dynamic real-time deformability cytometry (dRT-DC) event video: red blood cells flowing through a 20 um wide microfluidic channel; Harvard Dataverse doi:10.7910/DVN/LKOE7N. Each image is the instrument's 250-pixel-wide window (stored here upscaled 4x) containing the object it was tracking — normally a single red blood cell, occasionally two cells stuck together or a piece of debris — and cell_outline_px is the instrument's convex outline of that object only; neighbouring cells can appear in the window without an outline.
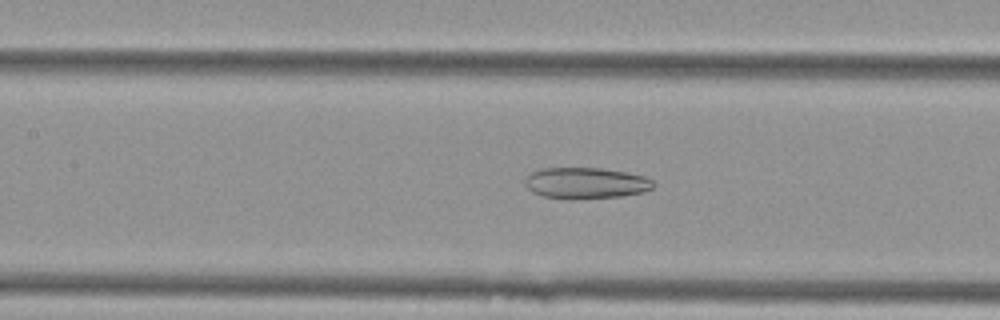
{"species": "Egyptian fruit bat (a non-hibernating species)", "species_latin": "Rousettus aegyptiacus", "temperature_condition": "cold", "stored_images_in_passage": 45, "camera_frame_rate_fps": 3000, "um_per_image_px": 0.085, "animal": {"sex": "female"}, "frame": {"image": 1, "passage_image": 16, "time_ms": 5.0, "image_size_px": [1000, 320], "cell_outline_px": [[652, 188], [644, 192], [620, 196], [576, 200], [568, 200], [544, 196], [532, 192], [524, 184], [524, 180], [532, 172], [540, 168], [600, 168], [628, 172], [644, 176], [652, 180]], "centroid_in_image_um": [49.77, 15.57], "position_along_channel_um": 157.6, "area_um2": 23.52}}
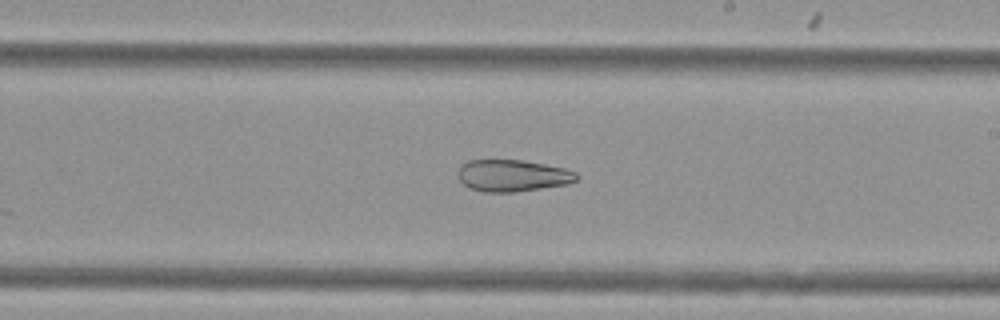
{"frame": {"image": 2, "passage_image": 23, "time_ms": 7.333, "image_size_px": [1000, 320], "cell_outline_px": [[580, 176], [576, 180], [568, 184], [516, 192], [484, 192], [468, 188], [460, 180], [456, 172], [460, 164], [468, 160], [524, 160], [564, 168], [576, 172]], "centroid_in_image_um": [43.54, 14.92], "position_along_channel_um": 245.5, "area_um2": 22.25}}
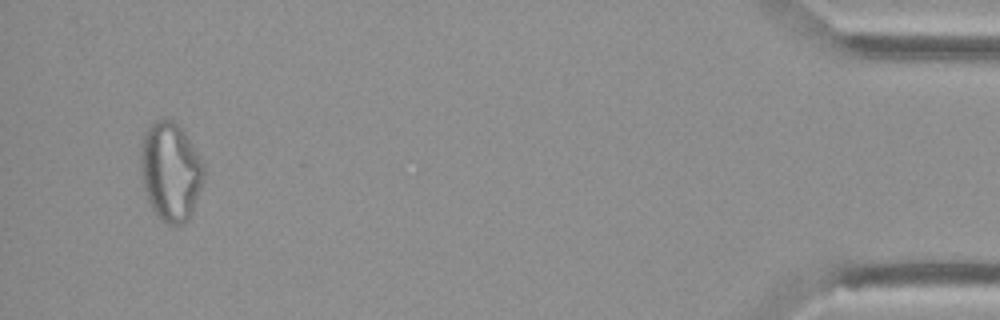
{"frame": {"image": 3, "passage_image": 43, "time_ms": 14.0, "image_size_px": [1000, 320], "cell_outline_px": [[204, 180], [192, 212], [188, 220], [184, 224], [168, 224], [160, 220], [152, 208], [148, 200], [144, 188], [140, 168], [140, 144], [148, 128], [160, 116], [168, 116], [184, 132], [204, 160]], "centroid_in_image_um": [14.51, 14.55], "position_along_channel_um": 420.7, "area_um2": 36.82}}